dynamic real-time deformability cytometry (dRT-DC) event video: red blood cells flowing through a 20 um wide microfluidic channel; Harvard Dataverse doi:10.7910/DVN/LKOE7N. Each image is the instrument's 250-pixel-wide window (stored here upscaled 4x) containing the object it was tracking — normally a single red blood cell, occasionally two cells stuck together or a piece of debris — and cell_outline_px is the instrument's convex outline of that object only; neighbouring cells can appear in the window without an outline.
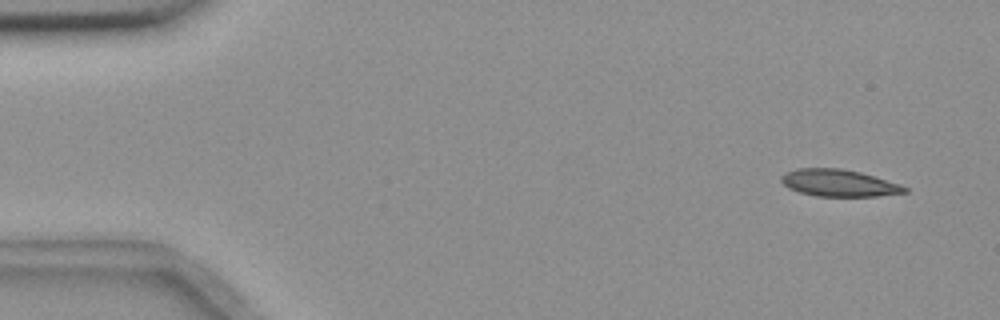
{"species": "common noctule bat (a hibernating species)", "species_latin": "Nyctalus noctula", "temperature_condition": "room temperature", "stored_images_in_passage": 6, "camera_frame_rate_fps": 3000, "um_per_image_px": 0.085, "animal": {"sex": "female", "body_mass_g": 18.4}, "frame": {"image": 1, "passage_image": 1, "time_ms": 0.0, "image_size_px": [1000, 320], "cell_outline_px": [[908, 192], [876, 196], [816, 196], [800, 192], [788, 188], [780, 180], [780, 176], [784, 172], [796, 168], [840, 168], [860, 172], [900, 184], [908, 188]], "centroid_in_image_um": [71.27, 15.55], "position_along_channel_um": 13.7, "area_um2": 19.42}}
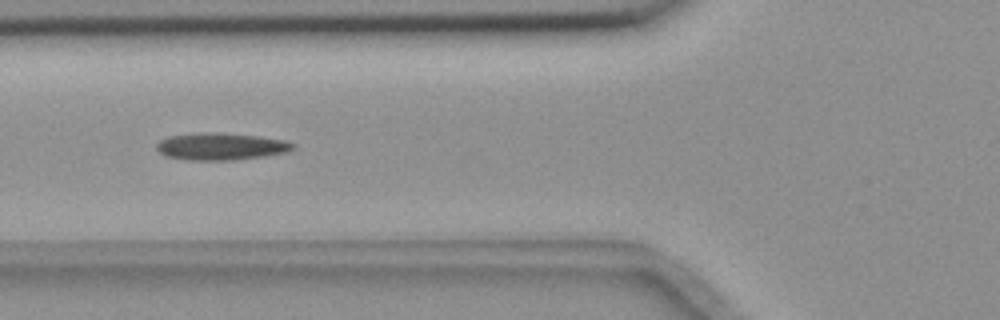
{"frame": {"image": 2, "passage_image": 5, "time_ms": 1.333, "image_size_px": [1000, 320], "cell_outline_px": [[296, 148], [288, 152], [264, 156], [232, 160], [188, 160], [164, 156], [156, 148], [156, 144], [160, 140], [168, 136], [256, 136], [284, 140], [296, 144]], "centroid_in_image_um": [18.84, 12.52], "position_along_channel_um": 107.0, "area_um2": 20.17}}
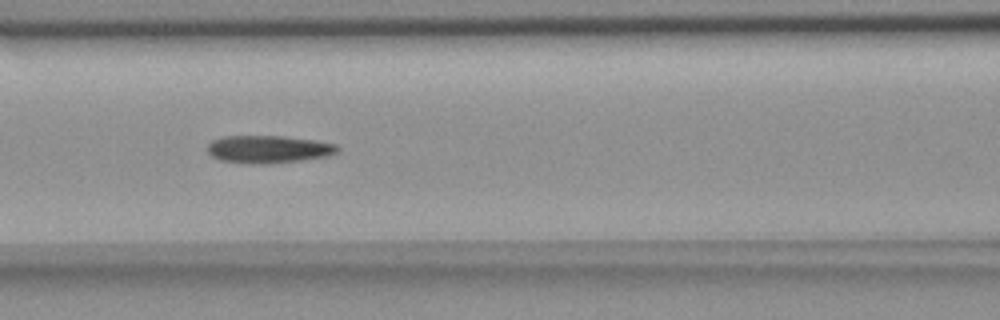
{"frame": {"image": 3, "passage_image": 6, "time_ms": 1.667, "image_size_px": [1000, 320], "cell_outline_px": [[340, 148], [336, 152], [328, 156], [272, 164], [248, 164], [220, 160], [212, 156], [208, 152], [208, 144], [212, 140], [224, 136], [284, 136], [312, 140], [336, 144]], "centroid_in_image_um": [22.79, 12.69], "position_along_channel_um": 143.8, "area_um2": 20.98}}